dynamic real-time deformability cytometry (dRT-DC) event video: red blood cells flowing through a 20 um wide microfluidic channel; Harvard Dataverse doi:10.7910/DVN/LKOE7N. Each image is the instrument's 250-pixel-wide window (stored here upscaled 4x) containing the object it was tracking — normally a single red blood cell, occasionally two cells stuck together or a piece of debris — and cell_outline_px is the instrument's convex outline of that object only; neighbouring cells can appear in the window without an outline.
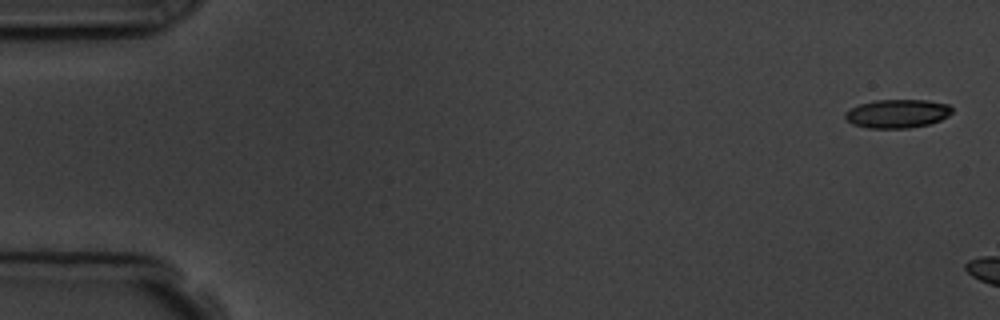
{"species": "common noctule bat (a hibernating species)", "species_latin": "Nyctalus noctula", "temperature_condition": "room temperature", "stored_images_in_passage": 3, "camera_frame_rate_fps": 3000, "um_per_image_px": 0.085, "animal": {"sex": "male", "body_mass_g": 19.5, "forearm_length_mm": 54.6}, "frame": {"image": 1, "passage_image": 1, "time_ms": 0.0, "image_size_px": [1000, 320], "cell_outline_px": [[952, 112], [948, 116], [940, 120], [928, 124], [908, 128], [868, 128], [852, 124], [844, 116], [844, 112], [860, 104], [876, 100], [928, 100], [948, 104], [952, 108]], "centroid_in_image_um": [76.28, 9.66], "position_along_channel_um": 8.7, "area_um2": 17.74}}